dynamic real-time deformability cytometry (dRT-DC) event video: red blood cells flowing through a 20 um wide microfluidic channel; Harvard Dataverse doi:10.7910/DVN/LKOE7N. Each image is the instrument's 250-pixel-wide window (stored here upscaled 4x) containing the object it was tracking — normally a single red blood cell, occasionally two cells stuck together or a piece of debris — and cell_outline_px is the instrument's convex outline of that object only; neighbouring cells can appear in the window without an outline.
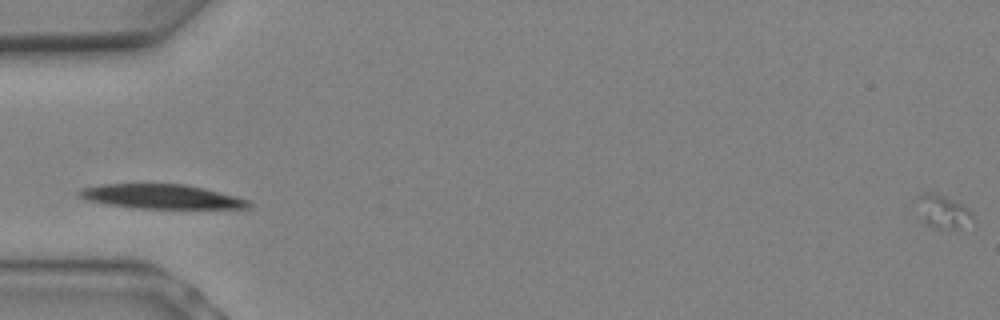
{"species": "Egyptian fruit bat (a non-hibernating species)", "species_latin": "Rousettus aegyptiacus", "temperature_condition": "warm", "stored_images_in_passage": 4, "segment_of_instrument_passage": [2, 2], "camera_frame_rate_fps": 3000, "um_per_image_px": 0.085, "animal": {"sex": "female"}, "frame": {"image": 1, "passage_image": 4, "time_ms": 1.0, "image_size_px": [1000, 320], "cell_outline_px": [[976, 220], [960, 228], [936, 228], [928, 224], [924, 220], [912, 204], [912, 200], [920, 192], [936, 192], [968, 208], [972, 212]], "centroid_in_image_um": [80.07, 17.93], "position_along_channel_um": 4.9, "area_um2": 11.21}}